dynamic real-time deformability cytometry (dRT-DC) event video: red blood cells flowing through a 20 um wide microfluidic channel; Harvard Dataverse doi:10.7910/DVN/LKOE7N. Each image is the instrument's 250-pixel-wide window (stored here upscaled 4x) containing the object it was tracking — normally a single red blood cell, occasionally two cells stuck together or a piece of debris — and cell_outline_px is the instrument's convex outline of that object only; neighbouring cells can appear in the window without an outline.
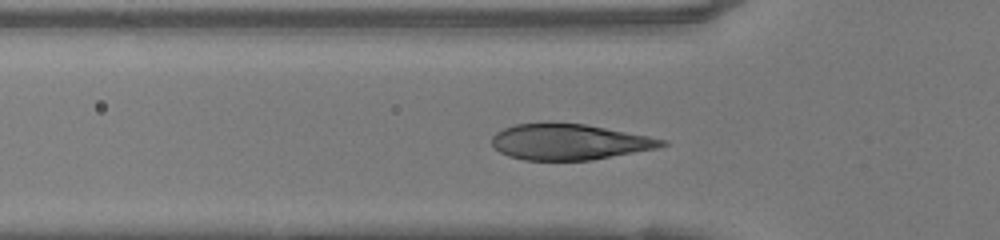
{"species": "human", "species_latin": "Homo sapiens", "temperature_condition": "warm", "stored_images_in_passage": 39, "camera_frame_rate_fps": 3000, "um_per_image_px": 0.085, "donor": {"sex": "female"}, "frame": {"image": 1, "passage_image": 12, "time_ms": 3.667, "image_size_px": [1000, 240], "cell_outline_px": [[668, 144], [656, 148], [592, 160], [524, 160], [508, 156], [500, 152], [492, 144], [492, 136], [496, 132], [504, 128], [516, 124], [584, 124], [648, 136], [668, 140]], "centroid_in_image_um": [48.39, 12.08], "position_along_channel_um": 77.4, "area_um2": 34.91}}
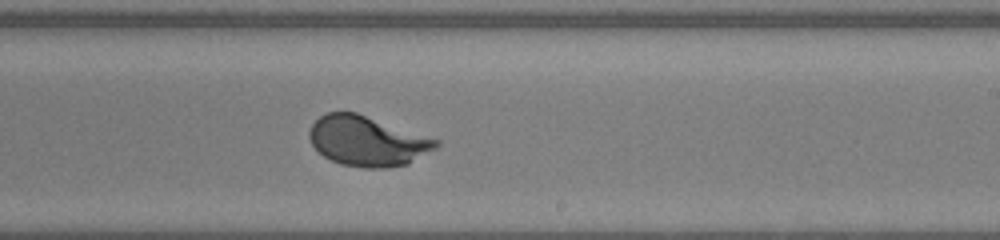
{"frame": {"image": 2, "passage_image": 25, "time_ms": 8.0, "image_size_px": [1000, 240], "cell_outline_px": [[440, 144], [436, 148], [408, 164], [388, 168], [364, 168], [340, 164], [324, 156], [312, 144], [308, 136], [308, 132], [312, 124], [320, 116], [328, 112], [356, 112], [440, 140]], "centroid_in_image_um": [31.23, 11.99], "position_along_channel_um": 257.8, "area_um2": 36.88}}
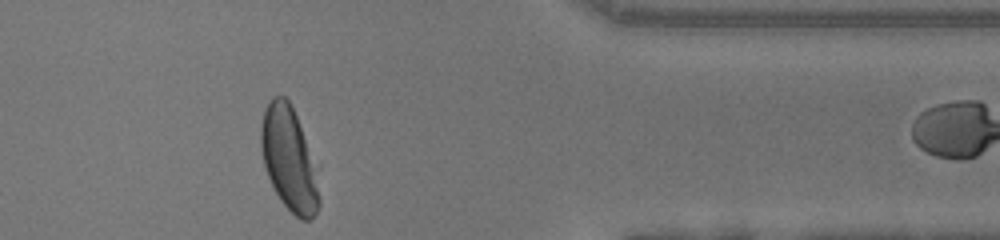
{"frame": {"image": 3, "passage_image": 36, "time_ms": 11.667, "image_size_px": [1000, 240], "cell_outline_px": [[320, 204], [312, 220], [300, 220], [280, 200], [264, 168], [260, 148], [260, 124], [268, 100], [272, 96], [284, 96], [288, 100], [296, 116], [320, 168]], "centroid_in_image_um": [24.62, 13.54], "position_along_channel_um": 386.8, "area_um2": 36.18}}